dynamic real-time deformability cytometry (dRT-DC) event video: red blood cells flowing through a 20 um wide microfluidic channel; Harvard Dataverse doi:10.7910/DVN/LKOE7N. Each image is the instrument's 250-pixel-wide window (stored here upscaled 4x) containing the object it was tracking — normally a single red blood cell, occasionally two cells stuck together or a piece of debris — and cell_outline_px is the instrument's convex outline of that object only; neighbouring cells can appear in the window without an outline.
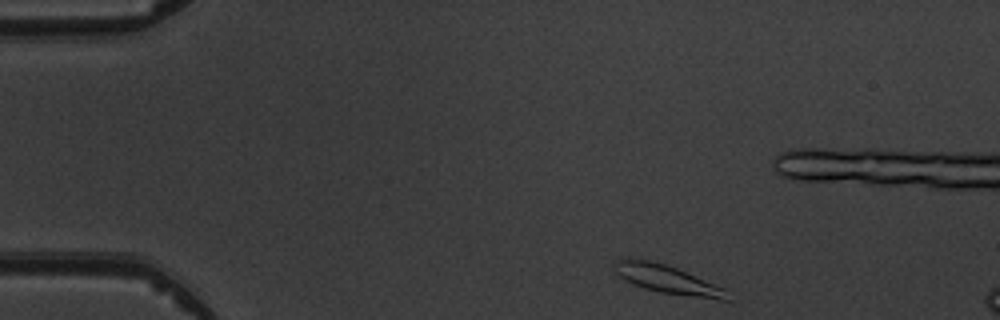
{"species": "common noctule bat (a hibernating species)", "species_latin": "Nyctalus noctula", "temperature_condition": "warm", "stored_images_in_passage": 3, "camera_frame_rate_fps": 3000, "um_per_image_px": 0.085, "animal": {"sex": "male", "body_mass_g": 19.5, "forearm_length_mm": 54.6}, "frame": {"image": 1, "passage_image": 1, "time_ms": 0.0, "image_size_px": [1000, 320], "cell_outline_px": [[728, 300], [720, 300], [660, 292], [644, 288], [632, 284], [624, 280], [612, 268], [612, 264], [616, 260], [628, 256], [652, 260], [676, 268], [728, 288]], "centroid_in_image_um": [56.69, 23.71], "position_along_channel_um": 28.3, "area_um2": 19.13}}